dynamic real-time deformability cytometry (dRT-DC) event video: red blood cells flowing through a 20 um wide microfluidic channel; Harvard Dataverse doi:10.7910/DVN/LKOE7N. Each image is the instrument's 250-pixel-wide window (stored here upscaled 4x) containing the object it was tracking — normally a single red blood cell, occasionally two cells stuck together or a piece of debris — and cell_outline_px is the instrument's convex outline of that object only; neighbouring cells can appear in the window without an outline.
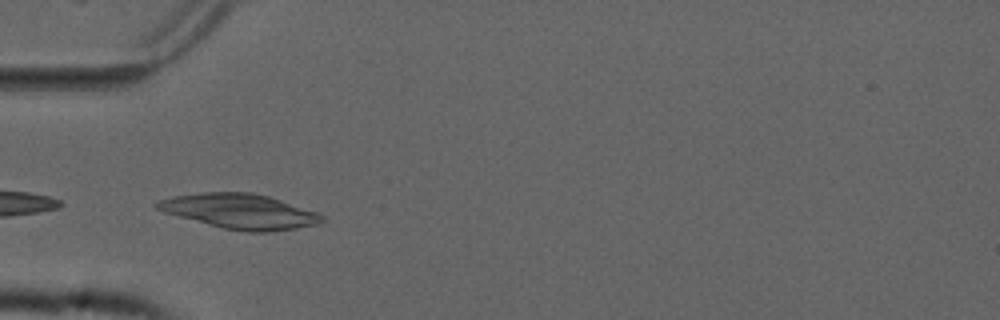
{"species": "common noctule bat (a hibernating species)", "species_latin": "Nyctalus noctula", "temperature_condition": "cold", "stored_images_in_passage": 6, "camera_frame_rate_fps": 3000, "um_per_image_px": 0.085, "animal": {"sex": "male", "forearm_length_mm": 52.5}, "frame": {"image": 1, "passage_image": 1, "time_ms": 0.0, "image_size_px": [1000, 320], "cell_outline_px": [[328, 220], [316, 224], [296, 228], [268, 232], [248, 232], [224, 228], [164, 212], [156, 208], [152, 204], [160, 200], [172, 196], [200, 192], [252, 192], [268, 196], [316, 212], [324, 216]], "centroid_in_image_um": [20.39, 17.95], "position_along_channel_um": 64.6, "area_um2": 33.23}}
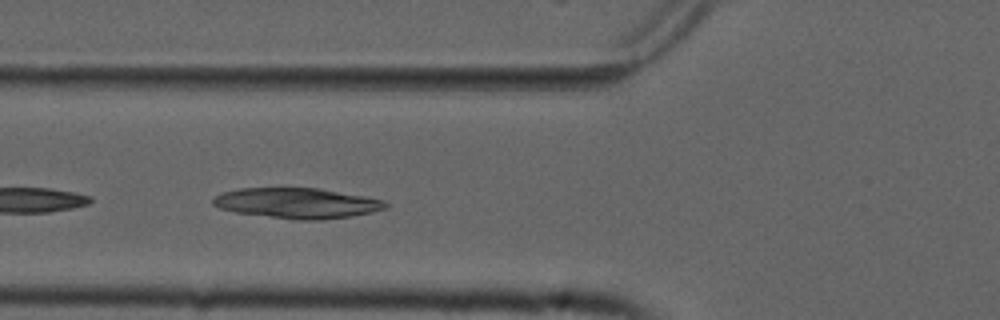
{"frame": {"image": 2, "passage_image": 4, "time_ms": 1.0, "image_size_px": [1000, 320], "cell_outline_px": [[388, 208], [372, 212], [352, 216], [320, 220], [300, 220], [236, 212], [220, 208], [212, 204], [212, 200], [220, 192], [240, 188], [320, 188], [364, 196], [384, 200], [388, 204]], "centroid_in_image_um": [25.27, 17.26], "position_along_channel_um": 100.5, "area_um2": 30.52}}